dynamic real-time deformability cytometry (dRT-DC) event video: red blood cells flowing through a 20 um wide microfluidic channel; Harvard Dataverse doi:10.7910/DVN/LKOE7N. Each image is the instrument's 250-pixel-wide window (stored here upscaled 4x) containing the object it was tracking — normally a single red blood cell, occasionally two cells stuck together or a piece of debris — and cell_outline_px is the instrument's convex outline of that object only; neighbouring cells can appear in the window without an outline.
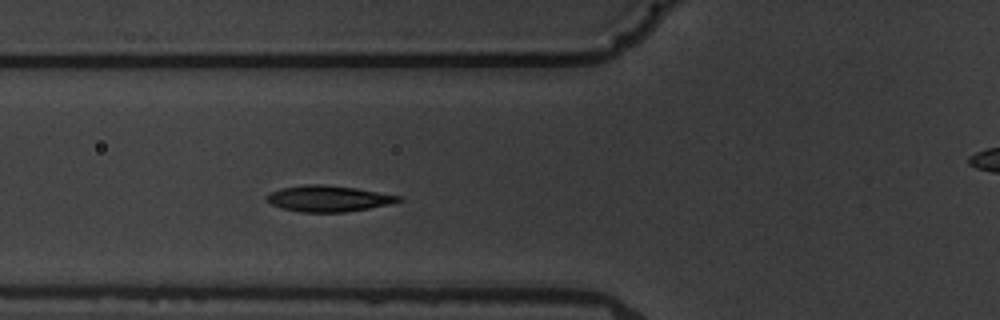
{"species": "common noctule bat (a hibernating species)", "species_latin": "Nyctalus noctula", "temperature_condition": "warm", "stored_images_in_passage": 6, "segment_of_instrument_passage": [1, 2], "camera_frame_rate_fps": 3000, "um_per_image_px": 0.085, "animal": {"sex": "male", "body_mass_g": 19.5, "forearm_length_mm": 54.6}, "frame": {"image": 1, "passage_image": 5, "time_ms": 4.333, "image_size_px": [1000, 320], "cell_outline_px": [[404, 200], [388, 204], [368, 208], [344, 212], [300, 212], [280, 208], [264, 200], [264, 196], [272, 192], [284, 188], [304, 184], [324, 184], [356, 188], [404, 196]], "centroid_in_image_um": [27.92, 16.87], "position_along_channel_um": 97.9, "area_um2": 20.11}}